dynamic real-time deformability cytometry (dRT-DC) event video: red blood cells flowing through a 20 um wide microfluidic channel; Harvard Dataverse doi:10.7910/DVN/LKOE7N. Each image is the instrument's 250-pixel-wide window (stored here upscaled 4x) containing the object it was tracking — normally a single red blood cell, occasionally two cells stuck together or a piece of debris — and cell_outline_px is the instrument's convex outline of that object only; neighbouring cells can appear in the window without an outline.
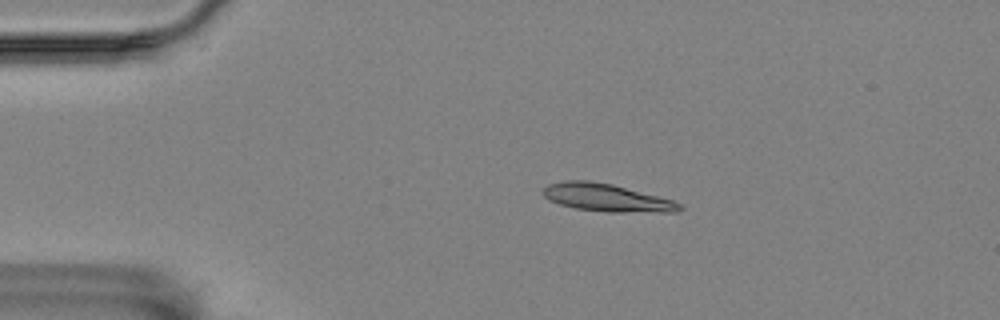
{"species": "Egyptian fruit bat (a non-hibernating species)", "species_latin": "Rousettus aegyptiacus", "temperature_condition": "room temperature", "stored_images_in_passage": 14, "camera_frame_rate_fps": 3000, "um_per_image_px": 0.085, "animal": {"sex": "female"}, "frame": {"image": 1, "passage_image": 2, "time_ms": 2.0, "image_size_px": [1000, 320], "cell_outline_px": [[684, 208], [680, 212], [608, 212], [576, 208], [560, 204], [548, 200], [544, 196], [544, 188], [548, 184], [564, 180], [588, 180], [612, 184], [672, 200], [680, 204]], "centroid_in_image_um": [51.57, 16.8], "position_along_channel_um": 33.4, "area_um2": 21.91}}
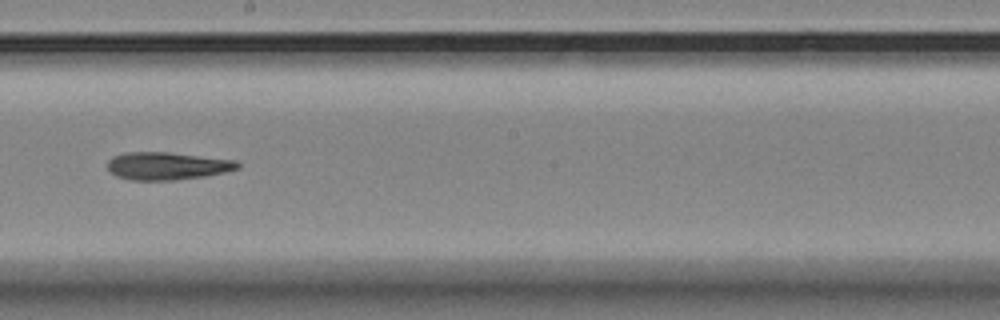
{"frame": {"image": 2, "passage_image": 8, "time_ms": 9.0, "image_size_px": [1000, 320], "cell_outline_px": [[240, 168], [224, 172], [204, 176], [176, 180], [132, 180], [116, 176], [108, 168], [108, 160], [112, 156], [124, 152], [168, 152], [236, 160], [240, 164]], "centroid_in_image_um": [14.2, 14.1], "position_along_channel_um": 234.0, "area_um2": 20.98}}
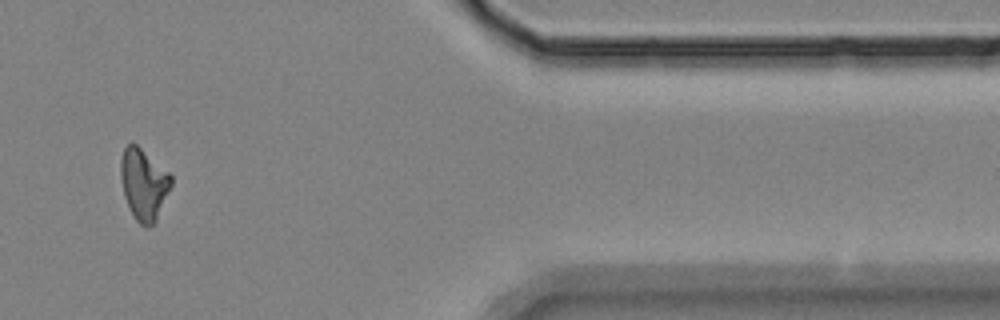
{"frame": {"image": 3, "passage_image": 12, "time_ms": 14.667, "image_size_px": [1000, 320], "cell_outline_px": [[172, 184], [156, 220], [148, 228], [140, 224], [136, 220], [124, 196], [120, 180], [120, 160], [124, 148], [128, 144], [136, 144], [168, 172], [172, 176]], "centroid_in_image_um": [12.2, 15.65], "position_along_channel_um": 399.2, "area_um2": 20.69}, "authors_computed_cell_mechanics": {"area_um2": 20.9236, "velocity_mm_per_s": 3.497, "shape_relaxation_time_tau1_ms": null, "shape_relaxation_time_tau2_ms": 4.3164, "deformation_change_tau1": null, "deformation_change_tau2": 0.1221}}